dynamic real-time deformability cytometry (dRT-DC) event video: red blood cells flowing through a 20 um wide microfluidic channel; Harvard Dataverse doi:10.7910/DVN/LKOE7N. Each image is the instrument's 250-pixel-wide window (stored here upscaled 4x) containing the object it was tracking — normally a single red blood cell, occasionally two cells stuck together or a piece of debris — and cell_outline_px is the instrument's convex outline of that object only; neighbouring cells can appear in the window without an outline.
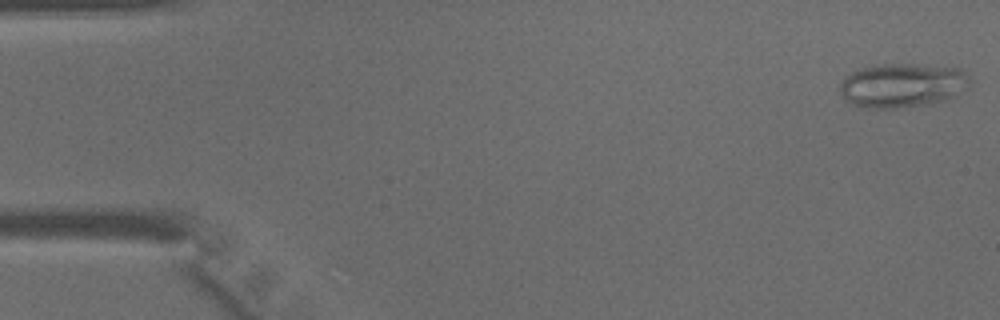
{"species": "common noctule bat (a hibernating species)", "species_latin": "Nyctalus noctula", "temperature_condition": "warm", "stored_images_in_passage": 6, "camera_frame_rate_fps": 3000, "um_per_image_px": 0.085, "animal": {"sex": "male", "body_mass_g": 15.6}, "frame": {"image": 1, "passage_image": 1, "time_ms": 0.0, "image_size_px": [1000, 320], "cell_outline_px": [[972, 80], [968, 88], [956, 96], [944, 100], [924, 104], [896, 108], [860, 108], [852, 104], [840, 92], [840, 80], [852, 72], [864, 68], [884, 64], [916, 64], [960, 68]], "centroid_in_image_um": [76.73, 7.25], "position_along_channel_um": 8.3, "area_um2": 33.41}}